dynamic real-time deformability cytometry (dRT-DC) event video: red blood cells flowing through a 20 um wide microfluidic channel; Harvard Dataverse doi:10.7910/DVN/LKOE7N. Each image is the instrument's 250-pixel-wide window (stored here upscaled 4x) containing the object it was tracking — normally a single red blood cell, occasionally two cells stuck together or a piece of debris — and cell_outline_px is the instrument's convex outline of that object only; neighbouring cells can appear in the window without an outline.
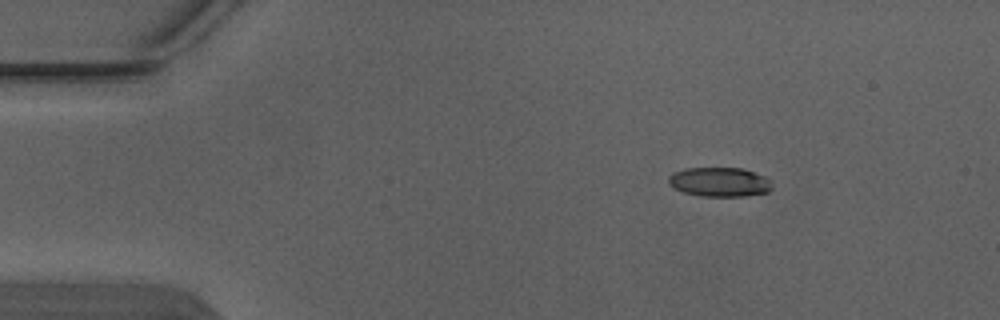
{"species": "Egyptian fruit bat (a non-hibernating species)", "species_latin": "Rousettus aegyptiacus", "temperature_condition": "warm", "stored_images_in_passage": 3, "camera_frame_rate_fps": 3000, "um_per_image_px": 0.085, "animal": {"sex": "male"}, "frame": {"image": 1, "passage_image": 1, "time_ms": 0.0, "image_size_px": [1000, 320], "cell_outline_px": [[772, 188], [768, 192], [744, 196], [700, 196], [684, 192], [672, 188], [668, 184], [668, 176], [672, 172], [684, 168], [744, 168], [764, 176], [772, 180]], "centroid_in_image_um": [61.14, 15.46], "position_along_channel_um": 23.9, "area_um2": 17.98}}